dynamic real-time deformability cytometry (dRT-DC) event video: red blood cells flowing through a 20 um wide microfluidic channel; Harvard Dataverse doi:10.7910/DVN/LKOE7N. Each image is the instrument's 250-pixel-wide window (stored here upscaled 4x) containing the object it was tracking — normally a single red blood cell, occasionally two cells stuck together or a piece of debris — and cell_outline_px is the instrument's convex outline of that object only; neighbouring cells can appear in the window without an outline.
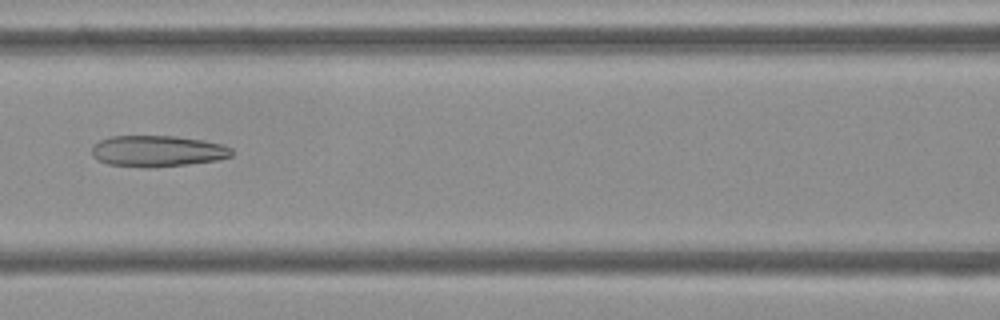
{"species": "Egyptian fruit bat (a non-hibernating species)", "species_latin": "Rousettus aegyptiacus", "temperature_condition": "cold", "stored_images_in_passage": 45, "camera_frame_rate_fps": 3000, "um_per_image_px": 0.085, "frame": {"image": 1, "passage_image": 15, "time_ms": 4.667, "image_size_px": [1000, 320], "cell_outline_px": [[232, 156], [216, 160], [188, 164], [148, 168], [144, 168], [108, 164], [96, 160], [92, 156], [92, 144], [100, 140], [112, 136], [176, 136], [224, 144], [232, 148]], "centroid_in_image_um": [13.35, 12.85], "position_along_channel_um": 153.2, "area_um2": 25.61}}
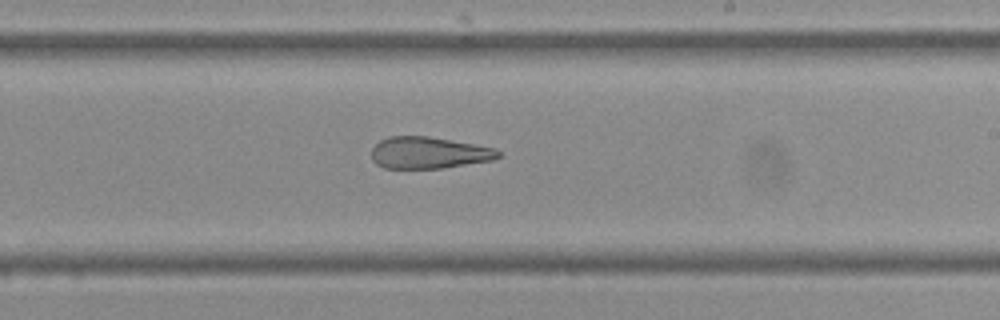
{"frame": {"image": 2, "passage_image": 23, "time_ms": 7.333, "image_size_px": [1000, 320], "cell_outline_px": [[500, 156], [492, 160], [444, 168], [384, 168], [376, 164], [372, 160], [372, 148], [380, 140], [392, 136], [428, 136], [496, 148], [500, 152]], "centroid_in_image_um": [36.44, 12.99], "position_along_channel_um": 252.6, "area_um2": 23.35}}
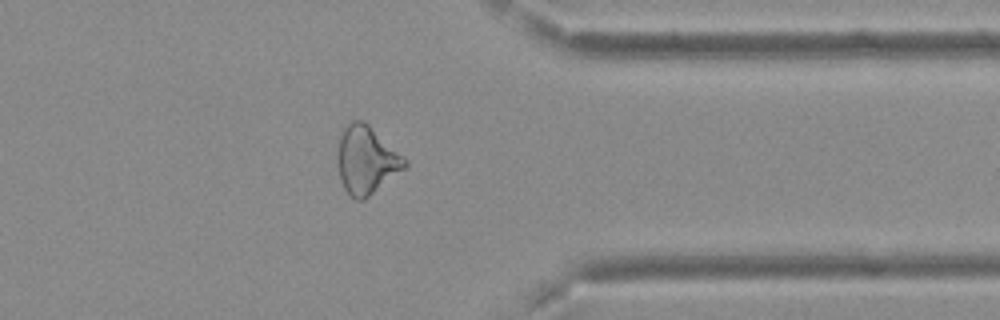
{"frame": {"image": 3, "passage_image": 34, "time_ms": 11.0, "image_size_px": [1000, 320], "cell_outline_px": [[408, 164], [404, 168], [364, 200], [356, 200], [344, 188], [340, 180], [336, 156], [340, 132], [352, 120], [364, 120], [404, 156], [408, 160]], "centroid_in_image_um": [31.12, 13.58], "position_along_channel_um": 380.3, "area_um2": 26.59}, "authors_computed_cell_mechanics": {"area_um2": 26.7614, "velocity_mm_per_s": 3.7332, "shape_relaxation_time_tau1_ms": null, "shape_relaxation_time_tau2_ms": 4.632, "deformation_change_tau1": null, "deformation_change_tau2": 0.1704}}